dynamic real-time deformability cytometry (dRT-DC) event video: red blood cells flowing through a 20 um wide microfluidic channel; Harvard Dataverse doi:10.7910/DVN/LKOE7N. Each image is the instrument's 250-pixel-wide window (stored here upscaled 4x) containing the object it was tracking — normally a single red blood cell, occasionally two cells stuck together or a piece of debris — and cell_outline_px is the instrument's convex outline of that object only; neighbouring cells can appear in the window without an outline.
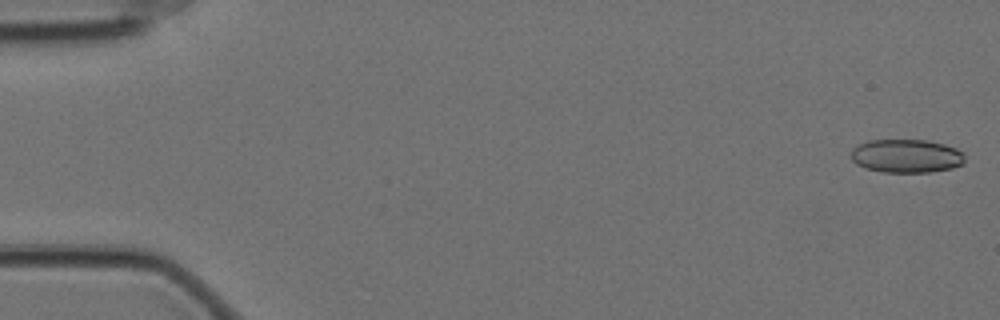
{"species": "Egyptian fruit bat (a non-hibernating species)", "species_latin": "Rousettus aegyptiacus", "temperature_condition": "cold", "stored_images_in_passage": 57, "camera_frame_rate_fps": 3000, "um_per_image_px": 0.085, "animal": {"sex": "female"}, "frame": {"image": 1, "passage_image": 1, "time_ms": 0.0, "image_size_px": [1000, 320], "cell_outline_px": [[964, 164], [952, 168], [928, 172], [884, 172], [864, 168], [856, 164], [852, 160], [852, 148], [868, 140], [928, 140], [944, 144], [956, 148], [964, 152]], "centroid_in_image_um": [77.06, 13.26], "position_along_channel_um": 7.9, "area_um2": 22.31}}
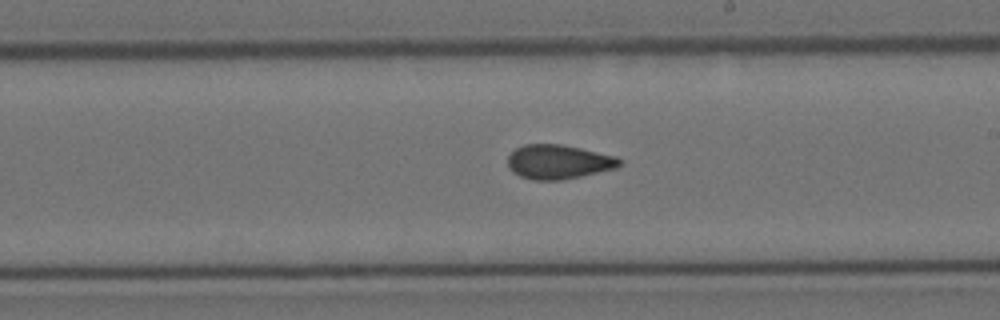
{"frame": {"image": 2, "passage_image": 33, "time_ms": 10.667, "image_size_px": [1000, 320], "cell_outline_px": [[624, 160], [616, 168], [580, 176], [560, 180], [532, 180], [520, 176], [512, 172], [508, 168], [508, 156], [516, 148], [524, 144], [560, 144], [580, 148], [616, 156]], "centroid_in_image_um": [47.45, 13.76], "position_along_channel_um": 241.5, "area_um2": 22.31}}
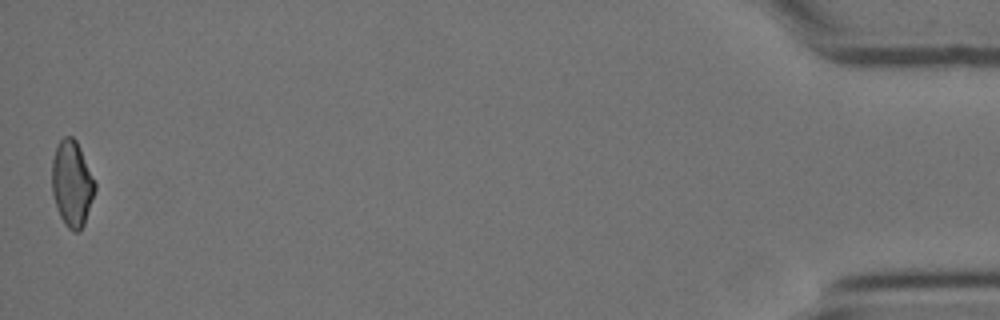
{"frame": {"image": 3, "passage_image": 57, "time_ms": 18.667, "image_size_px": [1000, 320], "cell_outline_px": [[96, 188], [84, 224], [80, 232], [72, 232], [64, 224], [60, 216], [52, 192], [52, 160], [56, 144], [64, 136], [72, 136], [76, 140], [80, 148], [96, 184]], "centroid_in_image_um": [6.11, 15.61], "position_along_channel_um": 429.1, "area_um2": 21.5}, "authors_computed_cell_mechanics": {"area_um2": 22.3686, "velocity_mm_per_s": 3.511, "shape_relaxation_time_tau1_ms": null, "shape_relaxation_time_tau2_ms": 2.1831, "deformation_change_tau1": null, "deformation_change_tau2": 0.0768}}